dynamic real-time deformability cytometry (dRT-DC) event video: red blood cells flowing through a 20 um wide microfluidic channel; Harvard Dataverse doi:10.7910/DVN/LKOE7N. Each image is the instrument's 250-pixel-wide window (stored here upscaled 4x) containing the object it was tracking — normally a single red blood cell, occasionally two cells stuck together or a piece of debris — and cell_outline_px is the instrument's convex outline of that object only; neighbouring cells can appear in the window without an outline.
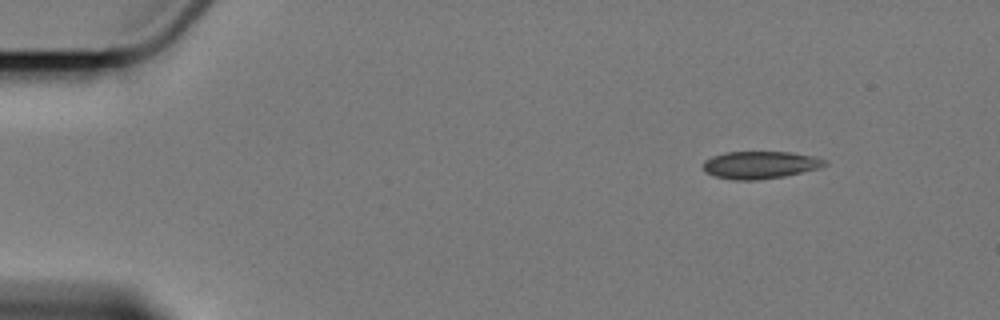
{"species": "Egyptian fruit bat (a non-hibernating species)", "species_latin": "Rousettus aegyptiacus", "temperature_condition": "cold", "stored_images_in_passage": 4, "camera_frame_rate_fps": 3000, "um_per_image_px": 0.085, "animal": {"sex": "female"}, "frame": {"image": 1, "passage_image": 1, "time_ms": 0.0, "image_size_px": [1000, 320], "cell_outline_px": [[828, 164], [820, 168], [784, 176], [760, 180], [736, 180], [716, 176], [704, 172], [704, 160], [712, 156], [724, 152], [792, 152], [812, 156], [828, 160]], "centroid_in_image_um": [64.63, 14.01], "position_along_channel_um": 20.4, "area_um2": 19.54}}
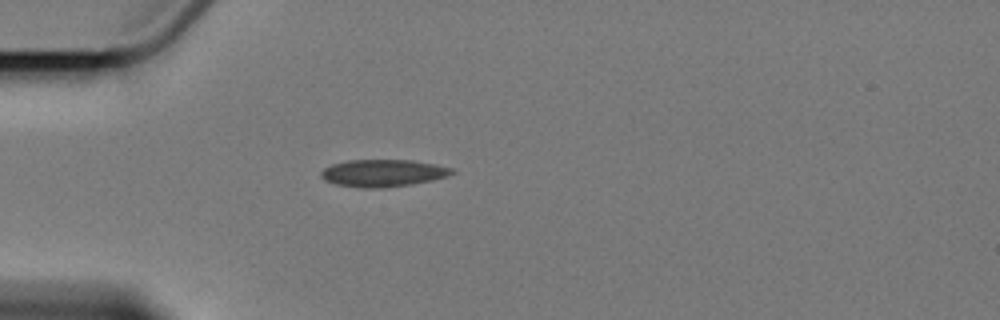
{"frame": {"image": 2, "passage_image": 4, "time_ms": 3.333, "image_size_px": [1000, 320], "cell_outline_px": [[456, 172], [432, 180], [412, 184], [380, 188], [360, 188], [336, 184], [324, 180], [320, 176], [320, 172], [324, 168], [332, 164], [348, 160], [412, 160], [436, 164], [452, 168]], "centroid_in_image_um": [32.52, 14.71], "position_along_channel_um": 52.5, "area_um2": 20.75}}